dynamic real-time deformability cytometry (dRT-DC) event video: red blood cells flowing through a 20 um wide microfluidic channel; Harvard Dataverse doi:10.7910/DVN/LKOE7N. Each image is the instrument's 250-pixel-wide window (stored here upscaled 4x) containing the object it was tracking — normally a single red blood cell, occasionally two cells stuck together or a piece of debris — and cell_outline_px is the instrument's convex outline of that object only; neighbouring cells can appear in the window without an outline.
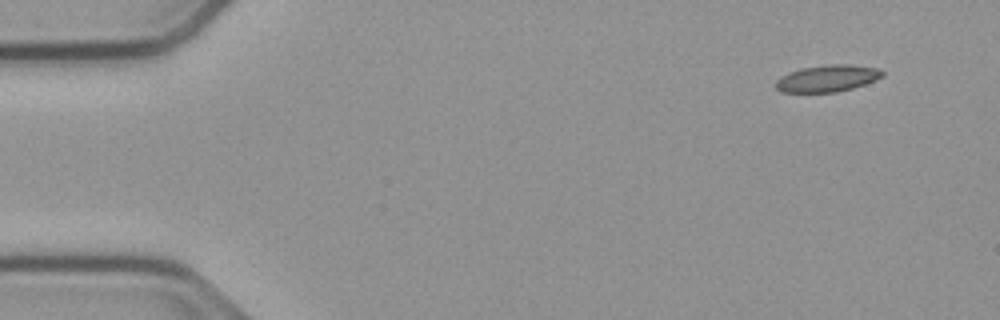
{"species": "common noctule bat (a hibernating species)", "species_latin": "Nyctalus noctula", "temperature_condition": "cold", "stored_images_in_passage": 10, "camera_frame_rate_fps": 3000, "um_per_image_px": 0.085, "animal": {"sex": "male", "body_mass_g": 23.1, "forearm_length_mm": 52.7}, "frame": {"image": 1, "passage_image": 1, "time_ms": 0.0, "image_size_px": [1000, 320], "cell_outline_px": [[884, 76], [876, 80], [852, 88], [836, 92], [780, 92], [776, 88], [776, 80], [780, 76], [788, 72], [800, 68], [832, 64], [848, 64], [876, 68], [884, 72]], "centroid_in_image_um": [70.31, 6.66], "position_along_channel_um": 14.7, "area_um2": 16.65}}